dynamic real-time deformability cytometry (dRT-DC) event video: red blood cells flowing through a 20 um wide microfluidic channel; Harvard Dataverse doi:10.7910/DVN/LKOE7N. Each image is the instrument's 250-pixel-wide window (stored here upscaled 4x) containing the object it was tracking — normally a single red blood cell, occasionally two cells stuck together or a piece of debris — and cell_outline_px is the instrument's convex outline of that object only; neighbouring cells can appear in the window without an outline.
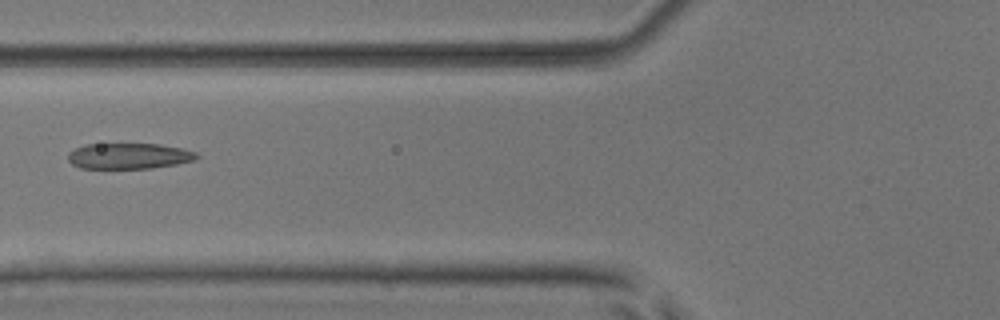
{"species": "common noctule bat (a hibernating species)", "species_latin": "Nyctalus noctula", "temperature_condition": "room temperature", "stored_images_in_passage": 6, "camera_frame_rate_fps": 3000, "um_per_image_px": 0.085, "animal": {"sex": "male", "body_mass_g": 17.9, "forearm_length_mm": 54.2}, "frame": {"image": 1, "passage_image": 6, "time_ms": 6.667, "image_size_px": [1000, 320], "cell_outline_px": [[200, 156], [196, 160], [176, 164], [152, 168], [80, 168], [72, 164], [68, 160], [68, 152], [84, 144], [160, 144], [180, 148], [196, 152]], "centroid_in_image_um": [10.96, 13.26], "position_along_channel_um": 114.8, "area_um2": 19.36}}